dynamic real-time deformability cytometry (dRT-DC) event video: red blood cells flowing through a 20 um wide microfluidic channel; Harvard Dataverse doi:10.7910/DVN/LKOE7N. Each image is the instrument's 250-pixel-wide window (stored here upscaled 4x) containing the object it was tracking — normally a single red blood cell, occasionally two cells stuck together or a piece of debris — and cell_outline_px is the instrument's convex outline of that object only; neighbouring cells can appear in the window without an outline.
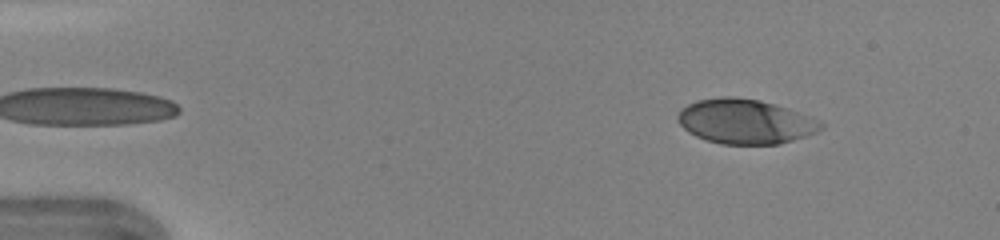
{"species": "human", "species_latin": "Homo sapiens", "temperature_condition": "warm", "stored_images_in_passage": 42, "camera_frame_rate_fps": 3000, "um_per_image_px": 0.085, "donor": {"sex": "female"}, "frame": {"image": 1, "passage_image": 2, "time_ms": 0.333, "image_size_px": [1000, 240], "cell_outline_px": [[824, 128], [816, 132], [780, 144], [720, 144], [704, 140], [688, 132], [676, 120], [676, 116], [680, 108], [696, 100], [724, 96], [732, 96], [760, 100], [788, 108], [808, 116], [824, 124]], "centroid_in_image_um": [63.29, 10.32], "position_along_channel_um": 21.7, "area_um2": 37.34}}
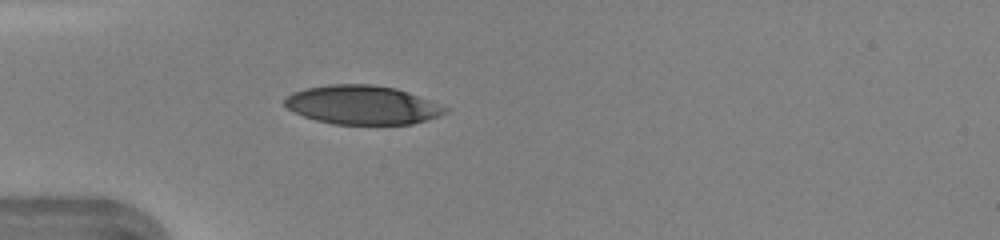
{"frame": {"image": 2, "passage_image": 10, "time_ms": 3.0, "image_size_px": [1000, 240], "cell_outline_px": [[448, 112], [440, 116], [412, 124], [332, 124], [316, 120], [292, 112], [284, 104], [284, 100], [292, 92], [304, 88], [328, 84], [372, 84], [396, 88], [408, 92], [448, 108]], "centroid_in_image_um": [30.77, 8.92], "position_along_channel_um": 54.2, "area_um2": 36.41}}
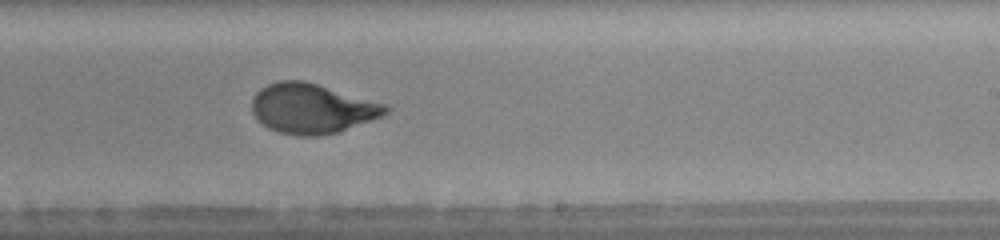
{"frame": {"image": 3, "passage_image": 25, "time_ms": 8.0, "image_size_px": [1000, 240], "cell_outline_px": [[392, 108], [388, 112], [380, 116], [340, 132], [316, 136], [300, 136], [280, 132], [268, 128], [256, 120], [252, 112], [252, 96], [260, 88], [268, 84], [280, 80], [304, 80], [388, 104]], "centroid_in_image_um": [26.51, 9.22], "position_along_channel_um": 262.5, "area_um2": 39.13}, "authors_computed_cell_mechanics": {"area_um2": 38.4659, "velocity_mm_per_s": 4.3866, "shape_relaxation_time_tau1_ms": 3.9439, "shape_relaxation_time_tau2_ms": null, "deformation_change_tau1": 0.2018, "deformation_change_tau2": null}}